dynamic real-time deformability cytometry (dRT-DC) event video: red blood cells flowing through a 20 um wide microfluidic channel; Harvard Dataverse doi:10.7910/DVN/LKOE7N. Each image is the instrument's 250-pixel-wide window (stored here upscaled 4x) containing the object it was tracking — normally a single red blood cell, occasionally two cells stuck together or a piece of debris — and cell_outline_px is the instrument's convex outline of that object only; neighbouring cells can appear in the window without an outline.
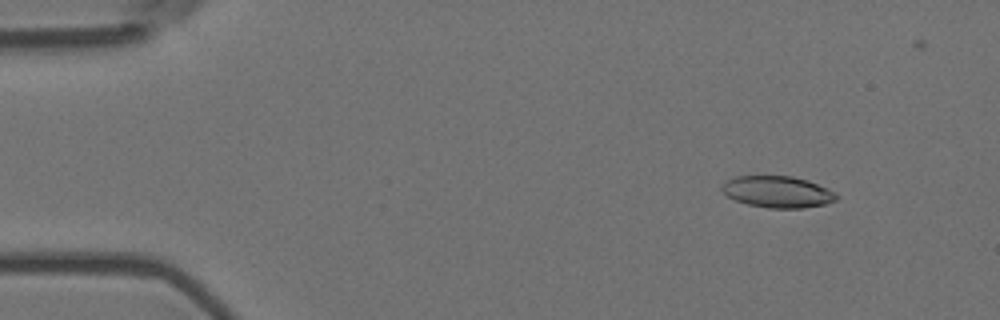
{"species": "Egyptian fruit bat (a non-hibernating species)", "species_latin": "Rousettus aegyptiacus", "temperature_condition": "room temperature", "stored_images_in_passage": 3, "camera_frame_rate_fps": 3000, "um_per_image_px": 0.085, "animal": {"sex": "female"}, "frame": {"image": 1, "passage_image": 2, "time_ms": 0.333, "image_size_px": [1000, 320], "cell_outline_px": [[840, 196], [836, 200], [824, 204], [804, 208], [768, 208], [748, 204], [736, 200], [728, 196], [720, 188], [728, 180], [736, 176], [792, 176], [808, 180], [828, 188], [836, 192]], "centroid_in_image_um": [66.15, 16.3], "position_along_channel_um": 18.9, "area_um2": 21.04}}